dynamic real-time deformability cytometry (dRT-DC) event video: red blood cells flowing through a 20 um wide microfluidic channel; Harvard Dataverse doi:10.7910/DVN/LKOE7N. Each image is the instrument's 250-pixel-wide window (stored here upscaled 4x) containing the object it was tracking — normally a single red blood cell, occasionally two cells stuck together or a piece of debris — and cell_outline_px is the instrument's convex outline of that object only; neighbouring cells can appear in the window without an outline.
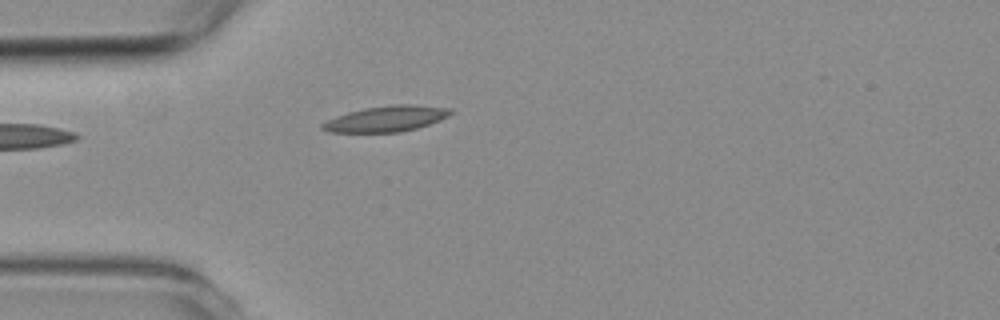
{"species": "common noctule bat (a hibernating species)", "species_latin": "Nyctalus noctula", "temperature_condition": "room temperature", "stored_images_in_passage": 5, "camera_frame_rate_fps": 3000, "um_per_image_px": 0.085, "animal": {"sex": "female", "body_mass_g": 19.3, "forearm_length_mm": 54.1}, "frame": {"image": 1, "passage_image": 5, "time_ms": 4.667, "image_size_px": [1000, 320], "cell_outline_px": [[452, 112], [448, 116], [440, 120], [416, 128], [400, 132], [328, 132], [320, 128], [320, 124], [336, 116], [348, 112], [364, 108], [392, 104], [412, 104], [452, 108]], "centroid_in_image_um": [32.82, 10.09], "position_along_channel_um": 52.2, "area_um2": 19.25}}